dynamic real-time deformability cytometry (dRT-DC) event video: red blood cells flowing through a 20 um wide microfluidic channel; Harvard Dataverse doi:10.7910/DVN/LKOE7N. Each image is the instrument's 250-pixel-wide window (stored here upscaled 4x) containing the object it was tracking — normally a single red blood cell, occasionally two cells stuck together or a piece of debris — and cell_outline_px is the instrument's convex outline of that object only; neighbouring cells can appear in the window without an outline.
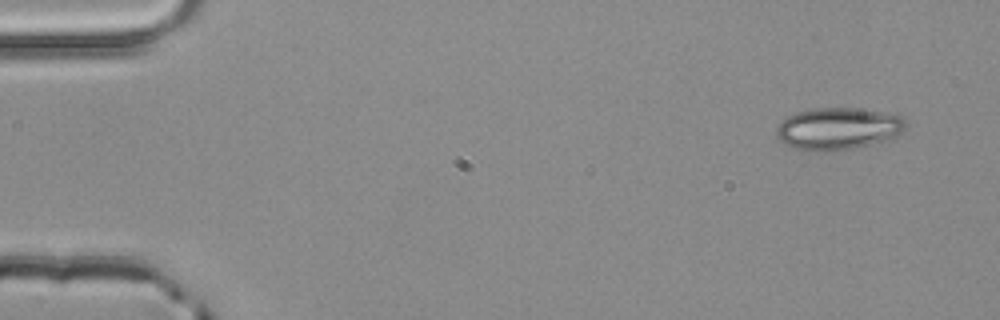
{"species": "common noctule bat (a hibernating species)", "species_latin": "Nyctalus noctula", "temperature_condition": "room temperature", "stored_images_in_passage": 3, "camera_frame_rate_fps": 3000, "um_per_image_px": 0.085, "animal": {"sex": "male", "body_mass_g": 20.4}, "frame": {"image": 1, "passage_image": 1, "time_ms": 0.0, "image_size_px": [1000, 320], "cell_outline_px": [[904, 128], [896, 136], [888, 140], [852, 148], [824, 152], [796, 148], [780, 140], [776, 136], [776, 128], [788, 116], [796, 112], [812, 108], [852, 108], [880, 112], [900, 116], [904, 120]], "centroid_in_image_um": [71.21, 10.93], "position_along_channel_um": 13.8, "area_um2": 31.15}}